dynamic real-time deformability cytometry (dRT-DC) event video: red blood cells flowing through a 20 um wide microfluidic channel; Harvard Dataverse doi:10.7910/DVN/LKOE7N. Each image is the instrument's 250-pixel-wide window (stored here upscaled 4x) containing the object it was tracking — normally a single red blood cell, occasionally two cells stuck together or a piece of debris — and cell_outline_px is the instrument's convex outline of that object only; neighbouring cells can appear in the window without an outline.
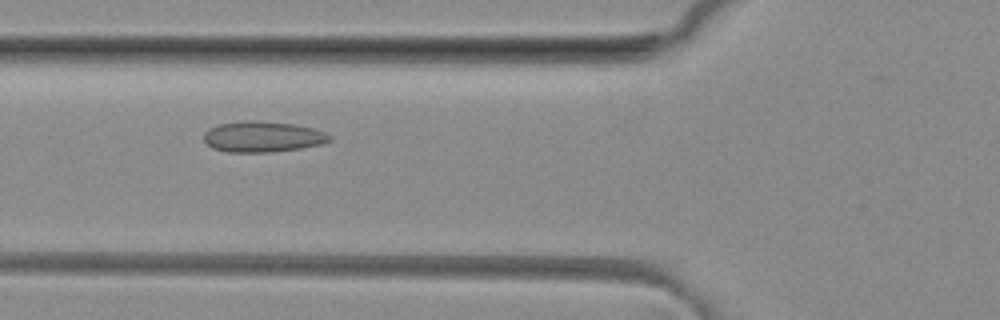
{"species": "common noctule bat (a hibernating species)", "species_latin": "Nyctalus noctula", "temperature_condition": "room temperature", "stored_images_in_passage": 48, "camera_frame_rate_fps": 3000, "um_per_image_px": 0.085, "animal": {"sex": "female", "body_mass_g": 29.2, "forearm_length_mm": 56.3}, "frame": {"image": 1, "passage_image": 16, "time_ms": 5.0, "image_size_px": [1000, 320], "cell_outline_px": [[332, 140], [324, 144], [300, 148], [272, 152], [228, 152], [212, 148], [204, 140], [204, 132], [208, 128], [220, 124], [244, 120], [252, 120], [296, 124], [312, 128], [324, 132], [332, 136]], "centroid_in_image_um": [22.34, 11.62], "position_along_channel_um": 103.5, "area_um2": 22.72}}
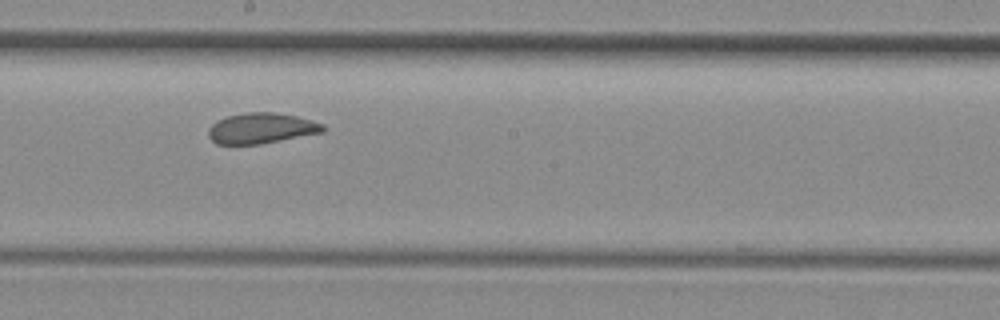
{"frame": {"image": 2, "passage_image": 25, "time_ms": 8.0, "image_size_px": [1000, 320], "cell_outline_px": [[324, 132], [260, 144], [216, 144], [208, 136], [208, 128], [216, 120], [228, 116], [244, 112], [276, 112], [296, 116], [324, 124]], "centroid_in_image_um": [22.19, 10.9], "position_along_channel_um": 226.0, "area_um2": 20.46}}
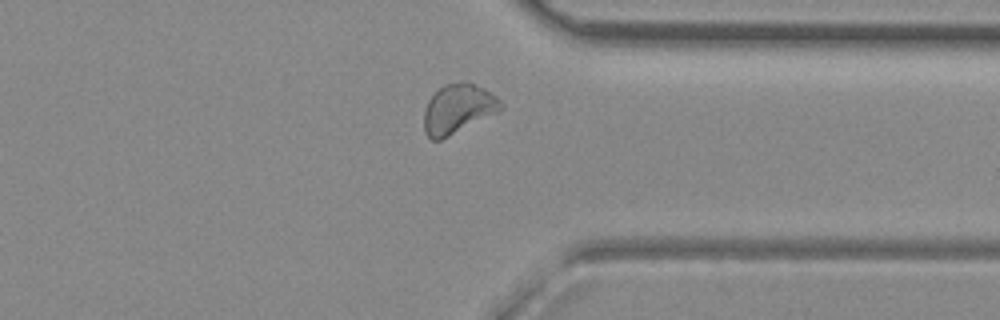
{"frame": {"image": 3, "passage_image": 36, "time_ms": 11.667, "image_size_px": [1000, 320], "cell_outline_px": [[504, 108], [500, 112], [440, 140], [432, 140], [424, 132], [424, 112], [428, 100], [444, 84], [460, 80], [468, 80], [484, 88], [496, 96], [504, 104]], "centroid_in_image_um": [38.97, 9.22], "position_along_channel_um": 372.4, "area_um2": 22.48}, "authors_computed_cell_mechanics": {"area_um2": 22.1085, "velocity_mm_per_s": 4.0815, "shape_relaxation_time_tau1_ms": 4.7275, "shape_relaxation_time_tau2_ms": 1.1195, "deformation_change_tau1": 0.0863, "deformation_change_tau2": 0.0683}}